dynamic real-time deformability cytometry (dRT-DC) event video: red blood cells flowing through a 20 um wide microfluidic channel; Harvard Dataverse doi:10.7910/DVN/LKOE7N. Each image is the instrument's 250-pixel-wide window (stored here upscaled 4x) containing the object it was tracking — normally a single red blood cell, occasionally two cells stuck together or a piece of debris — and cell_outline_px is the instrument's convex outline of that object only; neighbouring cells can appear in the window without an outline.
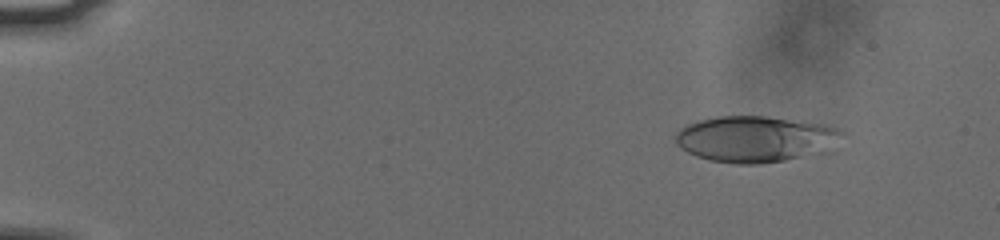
{"species": "human", "species_latin": "Homo sapiens", "temperature_condition": "cold", "stored_images_in_passage": 53, "camera_frame_rate_fps": 3000, "um_per_image_px": 0.085, "donor": {"sex": "male"}, "frame": {"image": 1, "passage_image": 4, "time_ms": 1.0, "image_size_px": [1000, 240], "cell_outline_px": [[844, 132], [836, 152], [760, 164], [736, 164], [712, 160], [696, 156], [680, 148], [676, 144], [676, 132], [680, 128], [696, 120], [716, 116], [768, 116], [820, 124], [836, 128]], "centroid_in_image_um": [64.3, 11.83], "position_along_channel_um": 20.7, "area_um2": 45.66}}
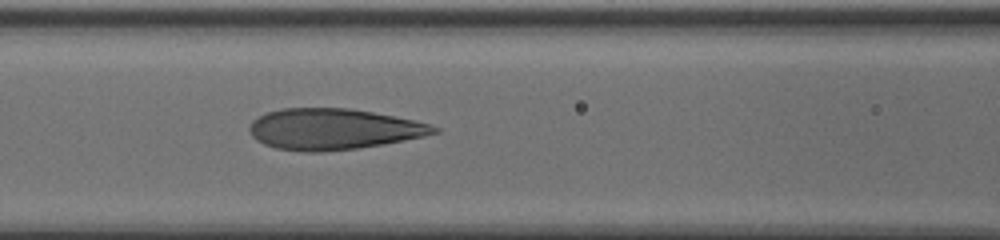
{"frame": {"image": 2, "passage_image": 23, "time_ms": 7.333, "image_size_px": [1000, 240], "cell_outline_px": [[440, 132], [424, 136], [384, 144], [356, 148], [324, 152], [304, 152], [276, 148], [264, 144], [256, 140], [252, 136], [248, 128], [252, 120], [268, 112], [280, 108], [348, 108], [372, 112], [432, 124], [440, 128]], "centroid_in_image_um": [28.32, 10.98], "position_along_channel_um": 138.3, "area_um2": 44.04}}
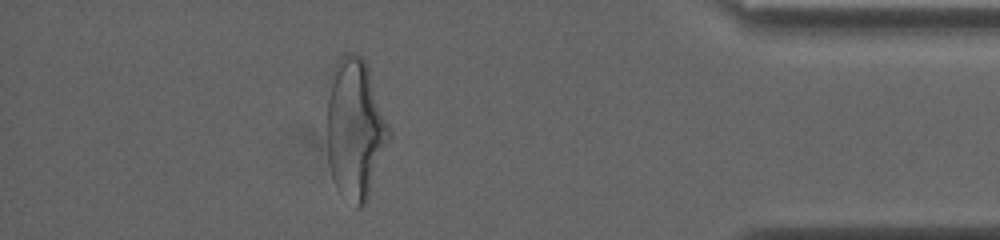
{"frame": {"image": 3, "passage_image": 47, "time_ms": 15.333, "image_size_px": [1000, 240], "cell_outline_px": [[392, 136], [368, 196], [364, 204], [360, 208], [356, 208], [340, 196], [336, 188], [332, 176], [328, 160], [328, 100], [332, 68], [340, 56], [344, 52], [352, 52], [360, 56], [364, 60], [368, 68], [392, 132]], "centroid_in_image_um": [30.2, 10.98], "position_along_channel_um": 405.0, "area_um2": 50.98}, "authors_computed_cell_mechanics": {"area_um2": 44.506, "velocity_mm_per_s": 3.7689, "shape_relaxation_time_tau1_ms": 3.975, "shape_relaxation_time_tau2_ms": 0.902, "deformation_change_tau1": 0.1927, "deformation_change_tau2": 0.1008}}